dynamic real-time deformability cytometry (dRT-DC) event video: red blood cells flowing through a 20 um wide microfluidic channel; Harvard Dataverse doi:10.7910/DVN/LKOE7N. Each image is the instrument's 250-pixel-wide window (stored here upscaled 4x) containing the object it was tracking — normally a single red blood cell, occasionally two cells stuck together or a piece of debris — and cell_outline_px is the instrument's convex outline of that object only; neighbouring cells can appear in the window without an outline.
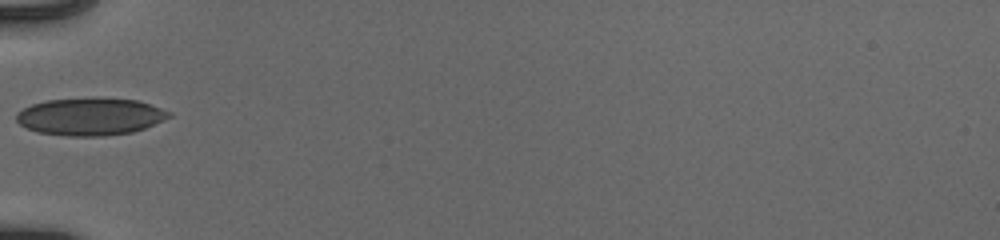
{"species": "human", "species_latin": "Homo sapiens", "temperature_condition": "cold", "stored_images_in_passage": 34, "camera_frame_rate_fps": 3000, "um_per_image_px": 0.085, "donor": {"sex": "male"}, "frame": {"image": 1, "passage_image": 1, "time_ms": 0.0, "image_size_px": [1000, 240], "cell_outline_px": [[172, 116], [144, 128], [132, 132], [104, 136], [64, 136], [36, 132], [20, 124], [16, 120], [16, 112], [32, 104], [44, 100], [92, 96], [100, 96], [136, 100], [172, 112]], "centroid_in_image_um": [7.64, 9.88], "position_along_channel_um": 77.4, "area_um2": 33.87}}
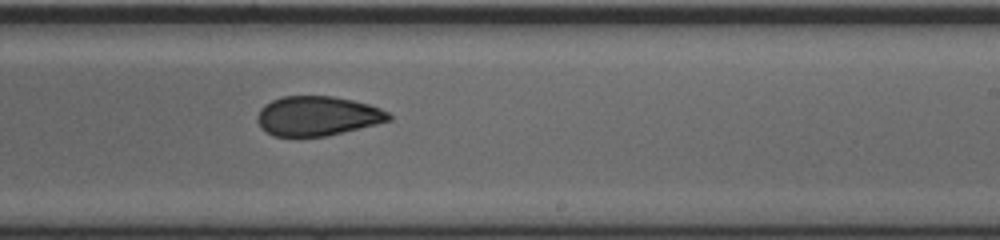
{"frame": {"image": 2, "passage_image": 15, "time_ms": 4.667, "image_size_px": [1000, 240], "cell_outline_px": [[392, 120], [328, 136], [272, 136], [260, 128], [256, 120], [256, 116], [260, 108], [264, 104], [272, 100], [284, 96], [332, 96], [352, 100], [368, 104], [380, 108], [388, 112], [392, 116]], "centroid_in_image_um": [26.95, 9.86], "position_along_channel_um": 262.0, "area_um2": 30.46}}
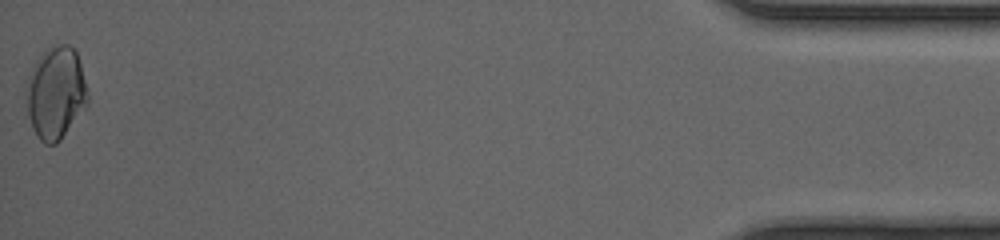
{"frame": {"image": 3, "passage_image": 34, "time_ms": 11.0, "image_size_px": [1000, 240], "cell_outline_px": [[88, 104], [60, 140], [56, 144], [44, 144], [36, 136], [32, 128], [28, 116], [28, 76], [36, 60], [48, 48], [60, 44], [68, 44], [76, 52], [80, 64], [88, 96]], "centroid_in_image_um": [4.74, 7.92], "position_along_channel_um": 430.5, "area_um2": 32.48}, "authors_computed_cell_mechanics": {"area_um2": 31.3854, "velocity_mm_per_s": 3.9667, "shape_relaxation_time_tau1_ms": null, "shape_relaxation_time_tau2_ms": 1.9191, "deformation_change_tau1": null, "deformation_change_tau2": 0.0571}}